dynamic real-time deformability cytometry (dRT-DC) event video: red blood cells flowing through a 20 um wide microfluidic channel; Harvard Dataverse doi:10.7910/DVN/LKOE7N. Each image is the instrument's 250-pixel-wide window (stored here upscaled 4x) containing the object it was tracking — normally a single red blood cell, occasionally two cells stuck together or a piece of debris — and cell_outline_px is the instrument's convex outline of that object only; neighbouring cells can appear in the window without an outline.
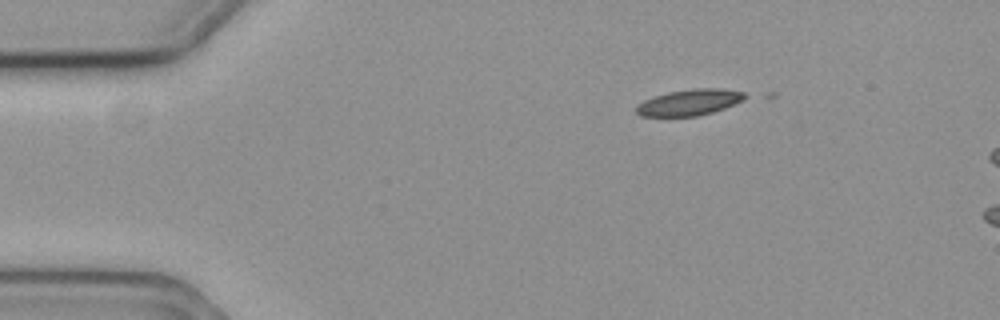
{"species": "common noctule bat (a hibernating species)", "species_latin": "Nyctalus noctula", "temperature_condition": "cold", "stored_images_in_passage": 7, "camera_frame_rate_fps": 3000, "um_per_image_px": 0.085, "animal": {"sex": "female", "body_mass_g": 19.3, "forearm_length_mm": 54.1}, "frame": {"image": 1, "passage_image": 2, "time_ms": 0.333, "image_size_px": [1000, 320], "cell_outline_px": [[752, 96], [744, 100], [724, 108], [712, 112], [696, 116], [640, 116], [636, 112], [636, 108], [644, 100], [668, 92], [692, 88], [720, 88], [744, 92]], "centroid_in_image_um": [58.67, 8.69], "position_along_channel_um": 26.3, "area_um2": 16.53}}